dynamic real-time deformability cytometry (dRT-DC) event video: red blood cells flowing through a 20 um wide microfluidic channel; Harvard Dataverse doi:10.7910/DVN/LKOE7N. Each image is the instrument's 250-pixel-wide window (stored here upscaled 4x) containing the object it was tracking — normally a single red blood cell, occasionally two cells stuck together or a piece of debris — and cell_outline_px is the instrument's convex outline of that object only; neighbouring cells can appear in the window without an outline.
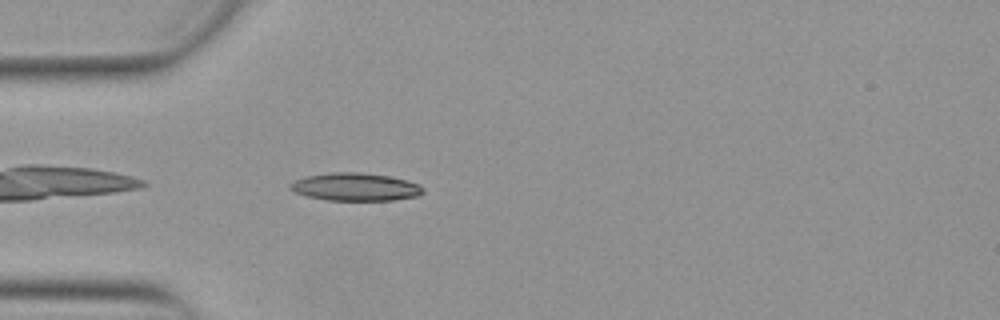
{"species": "Egyptian fruit bat (a non-hibernating species)", "species_latin": "Rousettus aegyptiacus", "temperature_condition": "warm", "stored_images_in_passage": 39, "camera_frame_rate_fps": 3000, "um_per_image_px": 0.085, "animal": {"sex": "female"}, "frame": {"image": 1, "passage_image": 2, "time_ms": 0.333, "image_size_px": [1000, 320], "cell_outline_px": [[424, 192], [420, 196], [392, 200], [328, 200], [308, 196], [292, 192], [288, 188], [288, 184], [304, 176], [332, 172], [360, 172], [392, 176], [420, 184], [424, 188]], "centroid_in_image_um": [30.21, 15.88], "position_along_channel_um": 54.8, "area_um2": 21.85}}
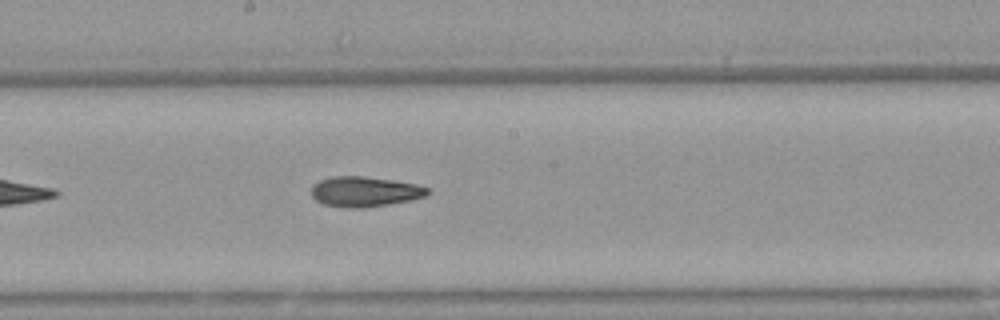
{"frame": {"image": 2, "passage_image": 15, "time_ms": 4.667, "image_size_px": [1000, 320], "cell_outline_px": [[432, 192], [424, 196], [408, 200], [388, 204], [364, 208], [348, 208], [324, 204], [316, 200], [312, 196], [312, 184], [320, 180], [332, 176], [364, 176], [392, 180], [416, 184], [428, 188]], "centroid_in_image_um": [30.98, 16.28], "position_along_channel_um": 217.2, "area_um2": 20.35}}
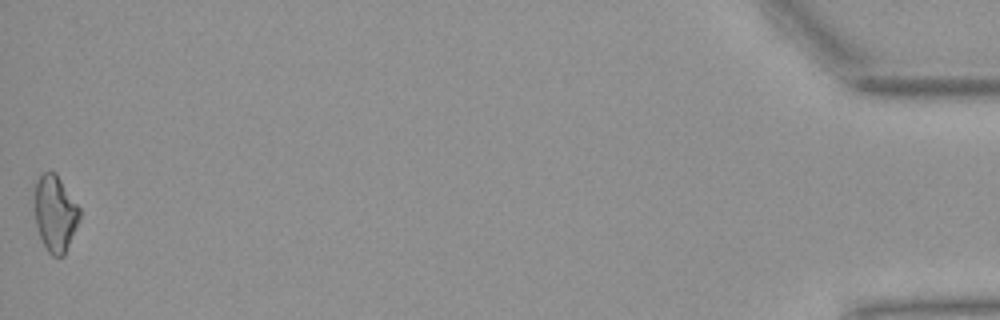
{"frame": {"image": 3, "passage_image": 39, "time_ms": 12.667, "image_size_px": [1000, 320], "cell_outline_px": [[80, 220], [64, 256], [52, 256], [48, 252], [40, 236], [36, 224], [36, 180], [44, 172], [56, 172], [80, 208]], "centroid_in_image_um": [4.72, 18.16], "position_along_channel_um": 430.5, "area_um2": 19.77}, "authors_computed_cell_mechanics": {"area_um2": 20.2878, "velocity_mm_per_s": 3.9053, "shape_relaxation_time_tau1_ms": null, "shape_relaxation_time_tau2_ms": 4.1805, "deformation_change_tau1": null, "deformation_change_tau2": 0.1311}}